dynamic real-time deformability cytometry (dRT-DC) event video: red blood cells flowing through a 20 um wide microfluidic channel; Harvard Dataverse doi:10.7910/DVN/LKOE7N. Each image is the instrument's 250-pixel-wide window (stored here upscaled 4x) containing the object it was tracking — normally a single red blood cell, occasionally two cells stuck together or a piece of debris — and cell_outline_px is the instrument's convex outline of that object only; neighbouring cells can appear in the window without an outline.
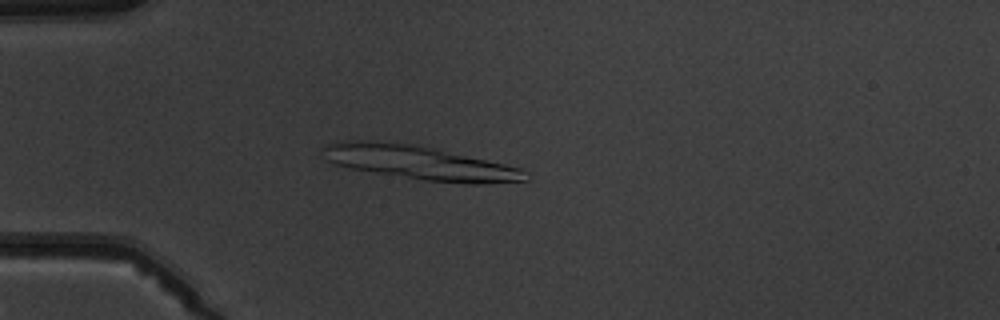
{"species": "common noctule bat (a hibernating species)", "species_latin": "Nyctalus noctula", "temperature_condition": "warm", "stored_images_in_passage": 6, "segment_of_instrument_passage": [1, 2], "camera_frame_rate_fps": 3000, "um_per_image_px": 0.085, "animal": {"sex": "male", "body_mass_g": 19.5, "forearm_length_mm": 54.6}, "frame": {"image": 1, "passage_image": 4, "time_ms": 3.333, "image_size_px": [1000, 320], "cell_outline_px": [[528, 180], [480, 184], [468, 184], [428, 180], [376, 172], [352, 168], [336, 164], [324, 160], [324, 144], [336, 140], [364, 140], [416, 144], [504, 164], [520, 168], [528, 172]], "centroid_in_image_um": [35.64, 13.81], "position_along_channel_um": 49.4, "area_um2": 39.59}}